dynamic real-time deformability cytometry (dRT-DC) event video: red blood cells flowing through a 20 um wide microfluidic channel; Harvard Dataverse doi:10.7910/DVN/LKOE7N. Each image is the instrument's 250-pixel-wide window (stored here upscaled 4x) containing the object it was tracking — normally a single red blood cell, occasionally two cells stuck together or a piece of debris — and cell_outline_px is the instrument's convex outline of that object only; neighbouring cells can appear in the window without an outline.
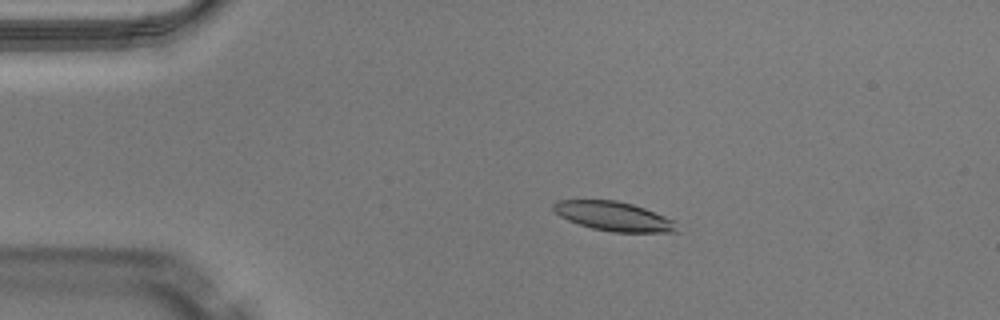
{"species": "Egyptian fruit bat (a non-hibernating species)", "species_latin": "Rousettus aegyptiacus", "temperature_condition": "warm", "stored_images_in_passage": 51, "camera_frame_rate_fps": 3000, "um_per_image_px": 0.085, "animal": {"sex": "male"}, "frame": {"image": 1, "passage_image": 11, "time_ms": 3.333, "image_size_px": [1000, 320], "cell_outline_px": [[680, 232], [612, 232], [592, 228], [568, 220], [560, 216], [552, 208], [552, 204], [556, 200], [616, 200], [632, 204], [644, 208], [664, 216], [672, 220]], "centroid_in_image_um": [52.14, 18.38], "position_along_channel_um": 32.9, "area_um2": 20.87}}
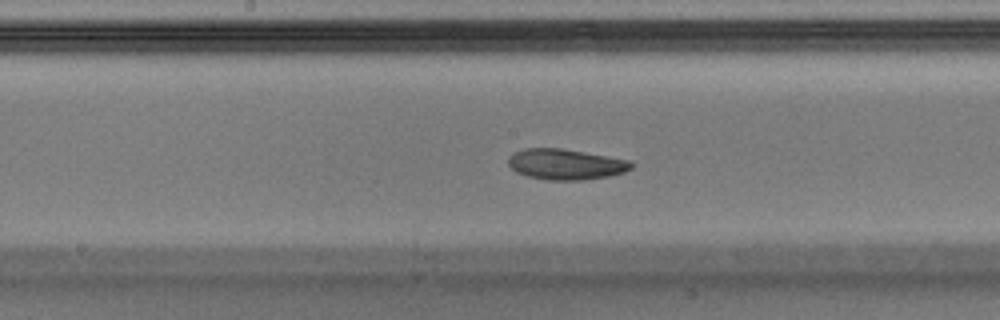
{"frame": {"image": 2, "passage_image": 27, "time_ms": 8.667, "image_size_px": [1000, 320], "cell_outline_px": [[636, 164], [632, 168], [624, 172], [608, 176], [584, 180], [548, 180], [528, 176], [516, 172], [508, 164], [508, 156], [524, 148], [564, 148], [632, 160]], "centroid_in_image_um": [48.13, 13.95], "position_along_channel_um": 200.1, "area_um2": 22.25}}
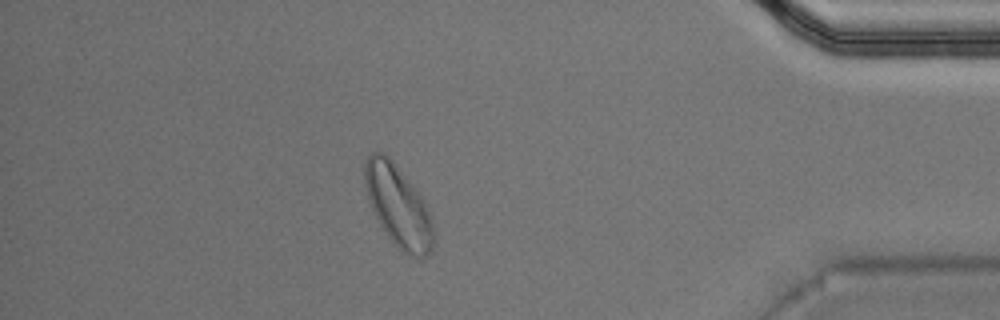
{"frame": {"image": 3, "passage_image": 45, "time_ms": 14.667, "image_size_px": [1000, 320], "cell_outline_px": [[436, 244], [420, 260], [404, 252], [388, 236], [380, 224], [368, 200], [364, 184], [364, 164], [368, 156], [372, 152], [384, 152], [392, 160], [408, 180], [420, 196], [432, 220]], "centroid_in_image_um": [33.84, 17.52], "position_along_channel_um": 401.4, "area_um2": 32.19}, "authors_computed_cell_mechanics": {"area_um2": 21.9062, "velocity_mm_per_s": 4.0117, "shape_relaxation_time_tau1_ms": 4.9869, "shape_relaxation_time_tau2_ms": 5.1637, "deformation_change_tau1": 0.1521, "deformation_change_tau2": 0.1158}}